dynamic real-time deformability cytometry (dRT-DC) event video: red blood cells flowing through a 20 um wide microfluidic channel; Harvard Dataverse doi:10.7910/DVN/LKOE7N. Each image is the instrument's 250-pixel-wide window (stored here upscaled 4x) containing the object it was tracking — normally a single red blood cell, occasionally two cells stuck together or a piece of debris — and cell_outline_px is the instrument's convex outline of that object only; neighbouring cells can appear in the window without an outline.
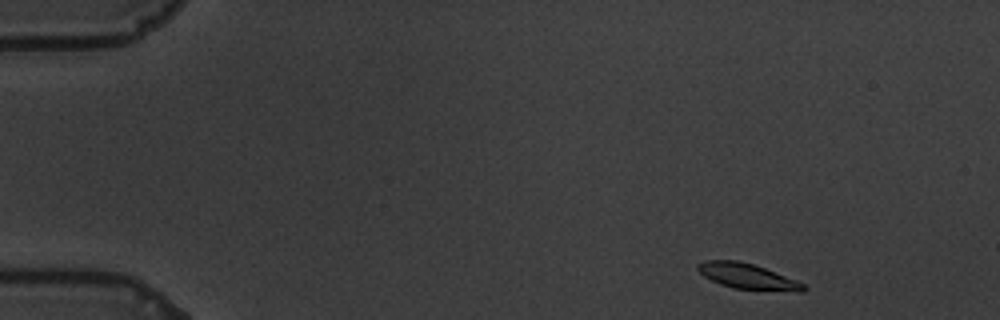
{"species": "common noctule bat (a hibernating species)", "species_latin": "Nyctalus noctula", "temperature_condition": "warm", "stored_images_in_passage": 54, "camera_frame_rate_fps": 3000, "um_per_image_px": 0.085, "animal": {"sex": "male", "body_mass_g": 19.5, "forearm_length_mm": 54.6}, "frame": {"image": 1, "passage_image": 2, "time_ms": 0.333, "image_size_px": [1000, 320], "cell_outline_px": [[808, 288], [804, 292], [800, 292], [732, 288], [720, 284], [704, 276], [696, 268], [696, 264], [704, 260], [740, 260], [764, 268], [796, 280], [804, 284]], "centroid_in_image_um": [63.53, 23.49], "position_along_channel_um": 21.5, "area_um2": 15.72}}
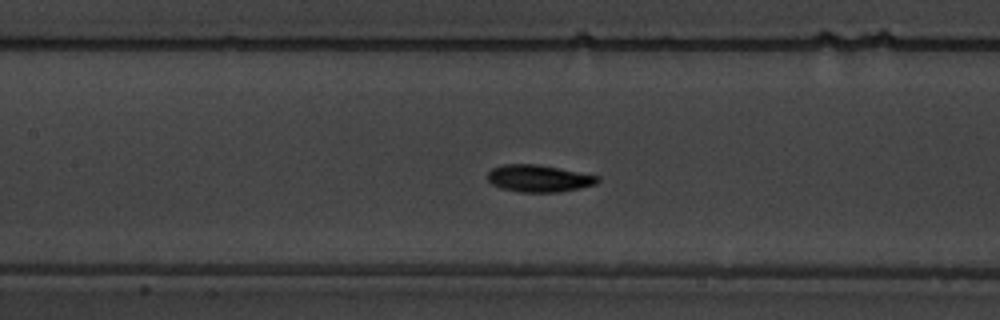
{"frame": {"image": 2, "passage_image": 23, "time_ms": 7.333, "image_size_px": [1000, 320], "cell_outline_px": [[600, 180], [596, 184], [580, 188], [556, 192], [520, 192], [500, 188], [492, 184], [488, 180], [488, 172], [492, 168], [504, 164], [536, 164], [600, 176]], "centroid_in_image_um": [45.79, 15.17], "position_along_channel_um": 161.6, "area_um2": 17.28}}
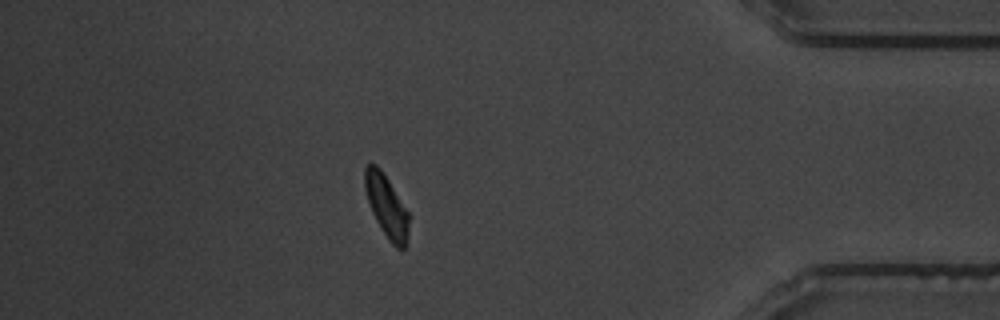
{"frame": {"image": 3, "passage_image": 47, "time_ms": 15.333, "image_size_px": [1000, 320], "cell_outline_px": [[408, 232], [404, 248], [396, 248], [388, 240], [376, 220], [372, 212], [364, 188], [364, 168], [368, 164], [376, 164], [380, 168], [388, 180], [408, 212]], "centroid_in_image_um": [32.83, 17.51], "position_along_channel_um": 402.4, "area_um2": 15.66}, "authors_computed_cell_mechanics": {"area_um2": 16.762, "velocity_mm_per_s": 3.4487, "shape_relaxation_time_tau1_ms": 7.5471, "shape_relaxation_time_tau2_ms": null, "deformation_change_tau1": 0.2687, "deformation_change_tau2": null}}